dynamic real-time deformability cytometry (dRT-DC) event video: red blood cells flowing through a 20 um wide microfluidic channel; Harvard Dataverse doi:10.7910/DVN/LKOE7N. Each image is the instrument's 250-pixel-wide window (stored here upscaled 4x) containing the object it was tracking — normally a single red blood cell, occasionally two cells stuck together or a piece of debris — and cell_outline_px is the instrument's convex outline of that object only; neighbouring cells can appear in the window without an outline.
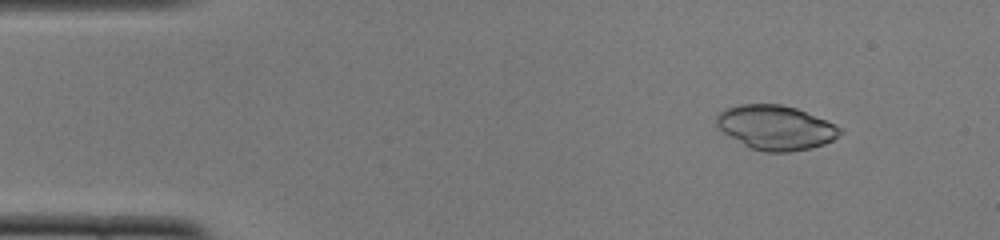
{"species": "common noctule bat (a hibernating species)", "species_latin": "Nyctalus noctula", "temperature_condition": "cold", "stored_images_in_passage": 40, "camera_frame_rate_fps": 3000, "um_per_image_px": 0.085, "animal": {"sex": "female", "body_mass_g": 22.0, "forearm_length_mm": 56.7}, "frame": {"image": 1, "passage_image": 6, "time_ms": 1.667, "image_size_px": [1000, 240], "cell_outline_px": [[844, 132], [832, 140], [824, 144], [812, 148], [788, 152], [764, 152], [748, 148], [716, 128], [716, 116], [724, 108], [740, 104], [780, 104], [796, 108], [844, 128]], "centroid_in_image_um": [65.91, 10.85], "position_along_channel_um": 19.1, "area_um2": 32.31}}